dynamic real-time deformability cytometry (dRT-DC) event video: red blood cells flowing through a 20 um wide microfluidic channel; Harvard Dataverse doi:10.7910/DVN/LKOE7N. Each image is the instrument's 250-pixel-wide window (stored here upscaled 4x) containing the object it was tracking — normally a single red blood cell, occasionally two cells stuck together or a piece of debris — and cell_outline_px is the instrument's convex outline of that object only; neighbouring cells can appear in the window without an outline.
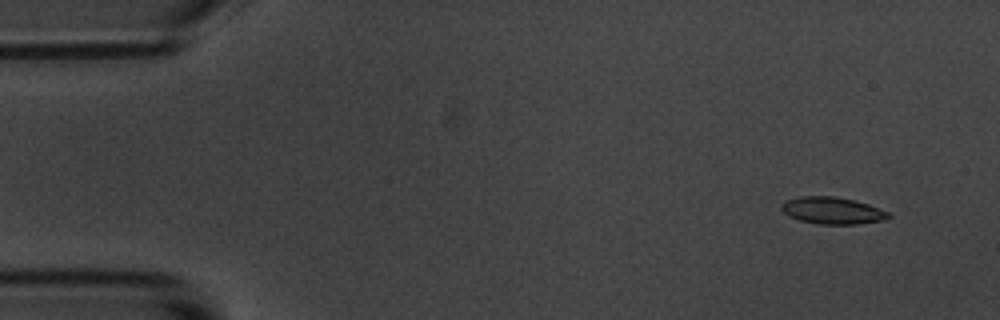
{"species": "common noctule bat (a hibernating species)", "species_latin": "Nyctalus noctula", "temperature_condition": "room temperature", "stored_images_in_passage": 14, "camera_frame_rate_fps": 3000, "um_per_image_px": 0.085, "animal": {"sex": "male", "body_mass_g": 20.1, "forearm_length_mm": 53.5}, "frame": {"image": 1, "passage_image": 1, "time_ms": 0.0, "image_size_px": [1000, 320], "cell_outline_px": [[892, 216], [888, 220], [856, 224], [820, 224], [800, 220], [788, 216], [780, 208], [780, 204], [788, 200], [800, 196], [836, 196], [868, 204], [888, 212]], "centroid_in_image_um": [70.77, 17.9], "position_along_channel_um": 14.2, "area_um2": 16.82}}
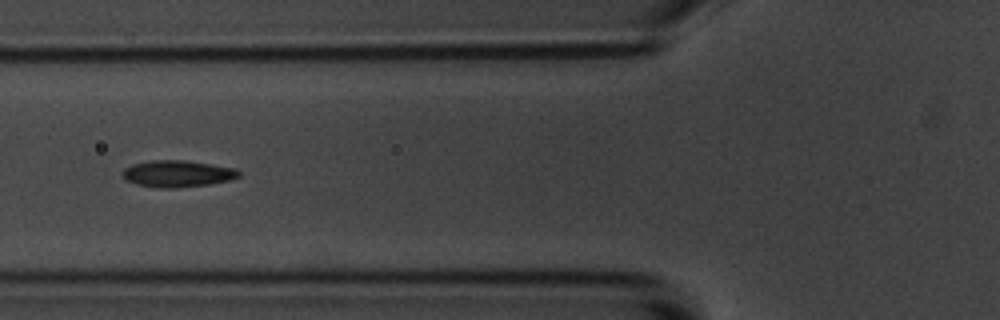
{"frame": {"image": 2, "passage_image": 5, "time_ms": 5.667, "image_size_px": [1000, 320], "cell_outline_px": [[240, 176], [228, 180], [208, 184], [172, 188], [156, 188], [136, 184], [124, 180], [120, 176], [120, 172], [124, 168], [132, 164], [152, 160], [184, 160], [212, 164], [236, 168], [240, 172]], "centroid_in_image_um": [15.01, 14.76], "position_along_channel_um": 110.8, "area_um2": 18.26}}
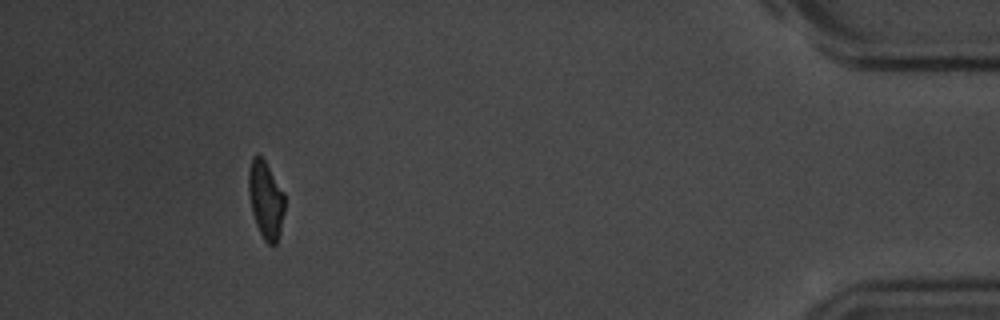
{"frame": {"image": 3, "passage_image": 13, "time_ms": 16.0, "image_size_px": [1000, 320], "cell_outline_px": [[284, 212], [280, 232], [276, 244], [268, 244], [264, 240], [256, 224], [252, 212], [248, 192], [248, 172], [252, 156], [260, 156], [264, 160], [284, 192]], "centroid_in_image_um": [22.58, 16.99], "position_along_channel_um": 412.6, "area_um2": 16.18}, "authors_computed_cell_mechanics": {"area_um2": 17.0221, "velocity_mm_per_s": 3.5327, "shape_relaxation_time_tau1_ms": 2.7713, "shape_relaxation_time_tau2_ms": 1.652, "deformation_change_tau1": 0.0974, "deformation_change_tau2": 0.0694}}